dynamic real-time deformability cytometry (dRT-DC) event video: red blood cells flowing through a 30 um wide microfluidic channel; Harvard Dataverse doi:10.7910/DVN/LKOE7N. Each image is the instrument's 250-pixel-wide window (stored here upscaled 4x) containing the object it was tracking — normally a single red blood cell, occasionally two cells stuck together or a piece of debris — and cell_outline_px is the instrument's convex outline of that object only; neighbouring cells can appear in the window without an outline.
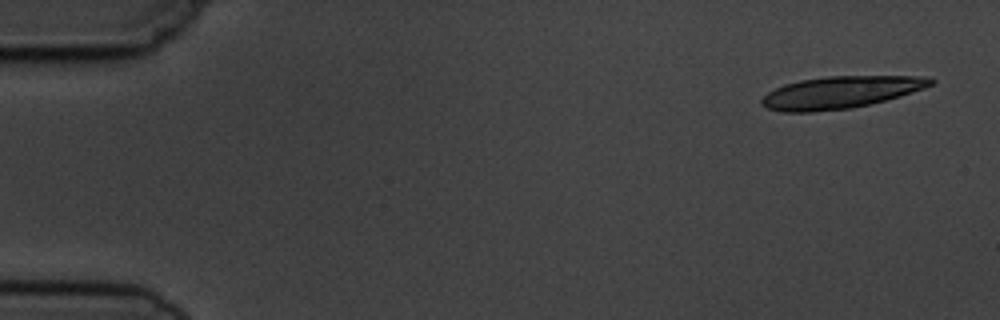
{"species": "common noctule bat (a hibernating species)", "species_latin": "Nyctalus noctula", "temperature_condition": "cold", "stored_images_in_passage": 6, "camera_frame_rate_fps": 3000, "um_per_image_px": 0.085, "animal": {"sex": "male", "body_mass_g": 19.5, "forearm_length_mm": 54.6}, "frame": {"image": 1, "passage_image": 1, "time_ms": 0.0, "image_size_px": [1000, 320], "cell_outline_px": [[936, 80], [932, 84], [924, 88], [900, 96], [852, 108], [812, 112], [784, 112], [768, 108], [760, 104], [760, 100], [768, 92], [784, 84], [800, 80], [828, 76], [932, 76]], "centroid_in_image_um": [71.45, 7.84], "position_along_channel_um": 13.5, "area_um2": 31.62}}